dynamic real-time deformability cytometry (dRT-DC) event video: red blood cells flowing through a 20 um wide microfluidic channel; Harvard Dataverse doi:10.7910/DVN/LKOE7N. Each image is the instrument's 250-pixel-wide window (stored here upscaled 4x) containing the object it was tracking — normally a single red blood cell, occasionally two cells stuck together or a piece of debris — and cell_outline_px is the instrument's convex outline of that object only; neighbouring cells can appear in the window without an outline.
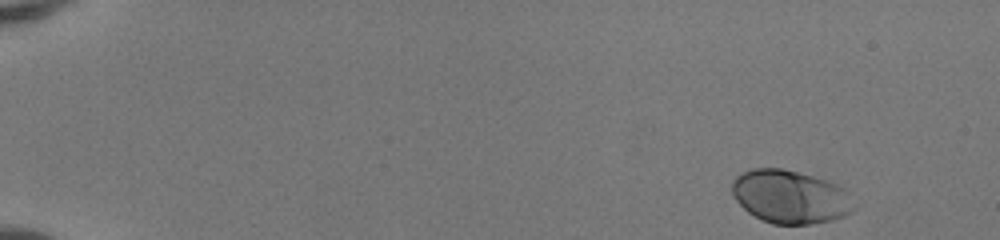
{"species": "human", "species_latin": "Homo sapiens", "temperature_condition": "room temperature", "stored_images_in_passage": 47, "camera_frame_rate_fps": 3000, "um_per_image_px": 0.085, "donor": {"sex": "female"}, "frame": {"image": 1, "passage_image": 1, "time_ms": 0.0, "image_size_px": [1000, 240], "cell_outline_px": [[860, 204], [852, 212], [844, 216], [832, 220], [812, 224], [772, 224], [748, 212], [736, 200], [732, 192], [732, 180], [740, 172], [752, 168], [780, 168], [828, 180], [844, 188]], "centroid_in_image_um": [67.23, 16.72], "position_along_channel_um": 17.8, "area_um2": 38.26}}
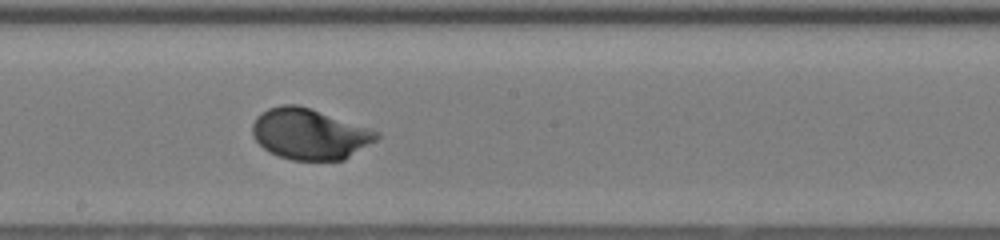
{"frame": {"image": 2, "passage_image": 27, "time_ms": 8.667, "image_size_px": [1000, 240], "cell_outline_px": [[380, 136], [376, 140], [344, 160], [292, 160], [268, 152], [252, 136], [252, 124], [256, 116], [260, 112], [268, 108], [284, 104], [296, 104], [312, 108], [372, 128], [380, 132]], "centroid_in_image_um": [26.32, 11.37], "position_along_channel_um": 221.9, "area_um2": 37.17}}
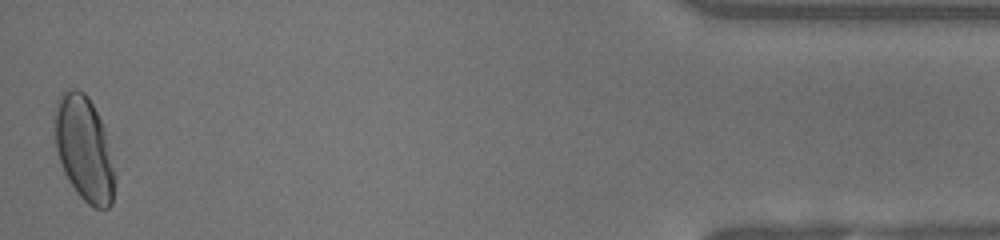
{"frame": {"image": 3, "passage_image": 47, "time_ms": 15.333, "image_size_px": [1000, 240], "cell_outline_px": [[116, 176], [112, 204], [108, 208], [92, 208], [76, 192], [68, 180], [64, 172], [56, 148], [56, 104], [60, 92], [72, 88], [76, 88], [84, 92], [88, 96], [104, 128]], "centroid_in_image_um": [7.17, 12.67], "position_along_channel_um": 428.0, "area_um2": 36.47}, "authors_computed_cell_mechanics": {"area_um2": 36.1828, "velocity_mm_per_s": 4.1527, "shape_relaxation_time_tau1_ms": 2.3477, "shape_relaxation_time_tau2_ms": null, "deformation_change_tau1": 0.1517, "deformation_change_tau2": null}}